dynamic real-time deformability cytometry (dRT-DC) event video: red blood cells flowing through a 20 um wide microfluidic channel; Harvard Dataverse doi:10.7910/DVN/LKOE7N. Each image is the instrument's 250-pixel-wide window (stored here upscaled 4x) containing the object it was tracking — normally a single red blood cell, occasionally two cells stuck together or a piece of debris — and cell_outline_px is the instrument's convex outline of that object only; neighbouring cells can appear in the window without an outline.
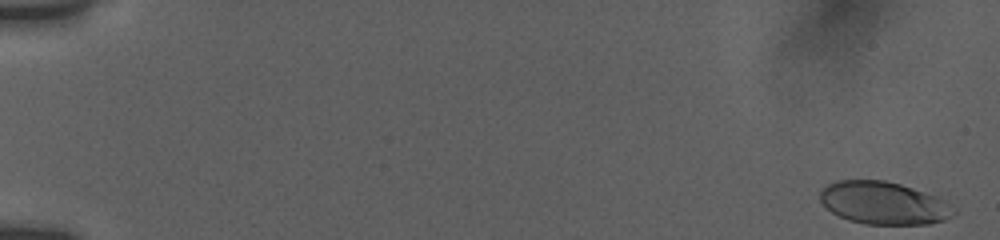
{"species": "human", "species_latin": "Homo sapiens", "temperature_condition": "room temperature", "stored_images_in_passage": 51, "camera_frame_rate_fps": 3000, "um_per_image_px": 0.085, "donor": {"sex": "female"}, "frame": {"image": 1, "passage_image": 1, "time_ms": 0.0, "image_size_px": [1000, 240], "cell_outline_px": [[956, 212], [952, 216], [944, 220], [928, 224], [864, 224], [848, 220], [832, 212], [820, 200], [820, 192], [828, 184], [836, 180], [884, 180], [900, 184], [936, 196], [944, 200], [956, 208]], "centroid_in_image_um": [75.13, 17.26], "position_along_channel_um": 9.9, "area_um2": 33.12}}
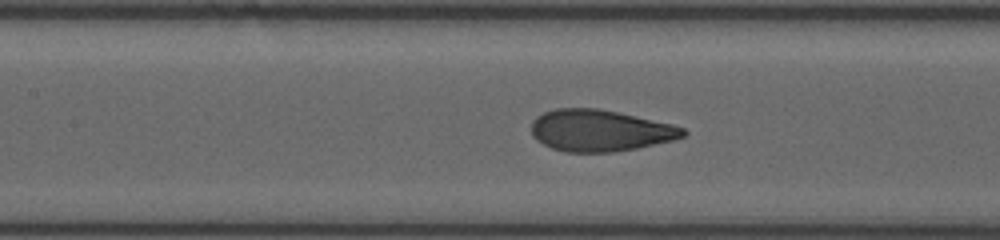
{"frame": {"image": 2, "passage_image": 27, "time_ms": 8.667, "image_size_px": [1000, 240], "cell_outline_px": [[688, 132], [684, 136], [672, 140], [636, 148], [612, 152], [564, 152], [552, 148], [536, 140], [532, 136], [532, 120], [536, 116], [544, 112], [556, 108], [600, 108], [672, 124], [684, 128]], "centroid_in_image_um": [50.97, 11.09], "position_along_channel_um": 156.4, "area_um2": 36.76}}
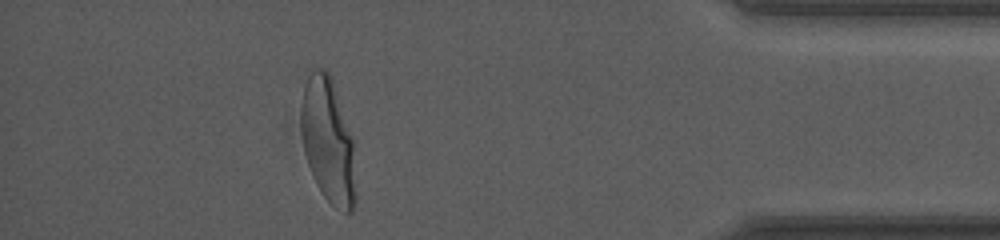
{"frame": {"image": 3, "passage_image": 46, "time_ms": 16.333, "image_size_px": [1000, 240], "cell_outline_px": [[356, 204], [352, 212], [344, 212], [336, 208], [324, 196], [308, 164], [304, 152], [300, 128], [300, 108], [304, 84], [308, 76], [316, 68], [320, 68], [328, 72], [332, 76], [352, 136], [356, 192]], "centroid_in_image_um": [27.88, 11.94], "position_along_channel_um": 407.3, "area_um2": 39.88}, "authors_computed_cell_mechanics": {"area_um2": 36.2406, "velocity_mm_per_s": 3.7706, "shape_relaxation_time_tau1_ms": 4.488, "shape_relaxation_time_tau2_ms": null, "deformation_change_tau1": 0.2089, "deformation_change_tau2": null}}